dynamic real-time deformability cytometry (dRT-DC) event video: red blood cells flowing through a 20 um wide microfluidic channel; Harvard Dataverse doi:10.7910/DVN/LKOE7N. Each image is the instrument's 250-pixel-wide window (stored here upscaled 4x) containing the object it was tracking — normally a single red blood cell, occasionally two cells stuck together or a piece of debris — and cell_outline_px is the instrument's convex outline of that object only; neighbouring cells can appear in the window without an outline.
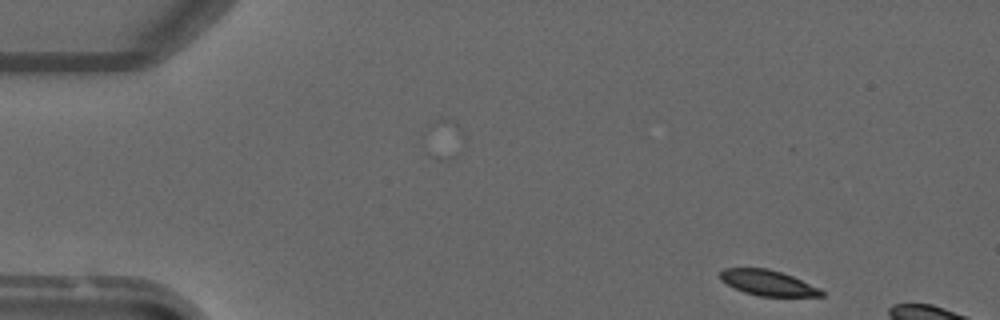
{"species": "common noctule bat (a hibernating species)", "species_latin": "Nyctalus noctula", "temperature_condition": "warm", "stored_images_in_passage": 3, "camera_frame_rate_fps": 3000, "um_per_image_px": 0.085, "animal": {"sex": "male", "forearm_length_mm": 52.5}, "frame": {"image": 1, "passage_image": 1, "time_ms": 0.0, "image_size_px": [1000, 320], "cell_outline_px": [[824, 296], [760, 296], [744, 292], [720, 280], [720, 272], [724, 268], [768, 268], [792, 276], [820, 288], [824, 292]], "centroid_in_image_um": [65.27, 24.04], "position_along_channel_um": 19.7, "area_um2": 14.85}}